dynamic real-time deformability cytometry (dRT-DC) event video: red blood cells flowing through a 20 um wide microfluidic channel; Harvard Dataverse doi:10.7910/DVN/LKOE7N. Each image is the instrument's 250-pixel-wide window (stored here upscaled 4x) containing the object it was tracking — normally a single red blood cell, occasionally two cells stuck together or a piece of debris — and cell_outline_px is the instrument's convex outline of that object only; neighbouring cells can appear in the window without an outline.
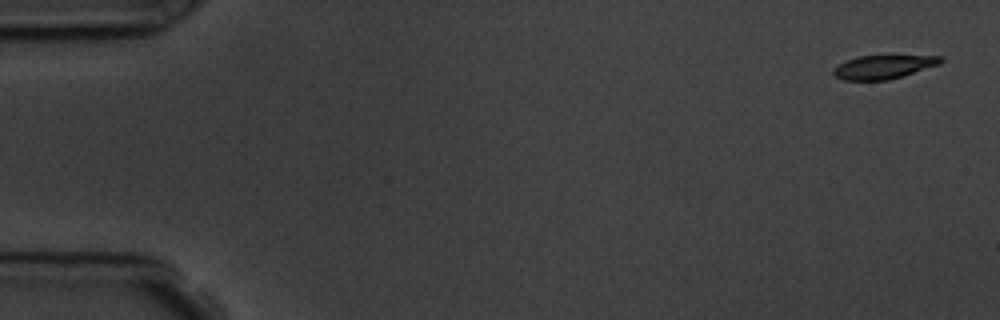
{"species": "common noctule bat (a hibernating species)", "species_latin": "Nyctalus noctula", "temperature_condition": "room temperature", "stored_images_in_passage": 5, "camera_frame_rate_fps": 3000, "um_per_image_px": 0.085, "animal": {"sex": "male", "body_mass_g": 19.5, "forearm_length_mm": 54.6}, "frame": {"image": 1, "passage_image": 1, "time_ms": 0.0, "image_size_px": [1000, 320], "cell_outline_px": [[944, 60], [940, 64], [904, 76], [888, 80], [844, 80], [836, 76], [832, 72], [840, 64], [848, 60], [860, 56], [892, 52], [944, 56]], "centroid_in_image_um": [75.25, 5.61], "position_along_channel_um": 9.7, "area_um2": 15.78}}
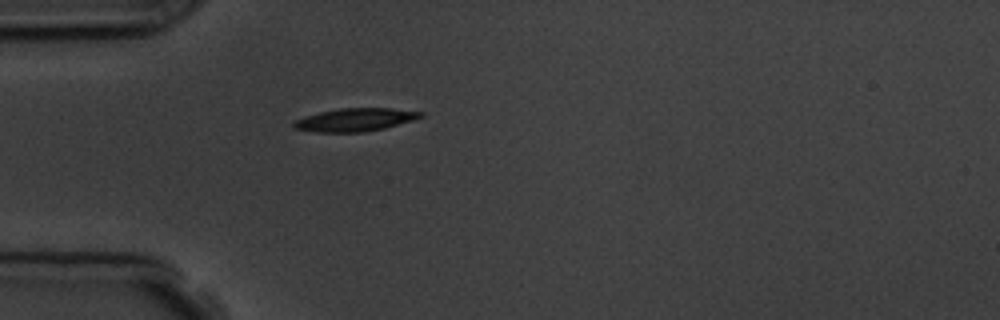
{"frame": {"image": 2, "passage_image": 5, "time_ms": 4.667, "image_size_px": [1000, 320], "cell_outline_px": [[424, 116], [412, 120], [384, 128], [364, 132], [316, 132], [292, 128], [292, 124], [296, 120], [304, 116], [320, 112], [340, 108], [392, 108], [424, 112]], "centroid_in_image_um": [30.17, 10.17], "position_along_channel_um": 54.8, "area_um2": 16.99}}